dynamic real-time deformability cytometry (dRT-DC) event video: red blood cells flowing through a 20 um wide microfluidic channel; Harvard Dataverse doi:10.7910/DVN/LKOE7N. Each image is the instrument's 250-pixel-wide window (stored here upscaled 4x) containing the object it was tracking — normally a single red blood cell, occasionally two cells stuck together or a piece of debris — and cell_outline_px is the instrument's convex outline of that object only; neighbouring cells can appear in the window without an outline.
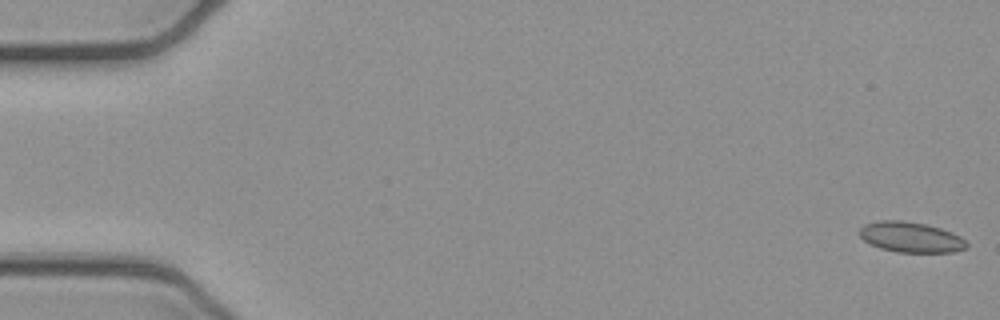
{"species": "common noctule bat (a hibernating species)", "species_latin": "Nyctalus noctula", "temperature_condition": "cold", "stored_images_in_passage": 52, "camera_frame_rate_fps": 3000, "um_per_image_px": 0.085, "animal": {"sex": "female", "body_mass_g": 21.9}, "frame": {"image": 1, "passage_image": 1, "time_ms": 0.0, "image_size_px": [1000, 320], "cell_outline_px": [[968, 248], [952, 252], [896, 252], [880, 248], [868, 244], [860, 236], [860, 228], [864, 224], [880, 220], [904, 220], [924, 224], [940, 228], [952, 232], [960, 236], [968, 244]], "centroid_in_image_um": [77.41, 20.16], "position_along_channel_um": 7.6, "area_um2": 19.07}}
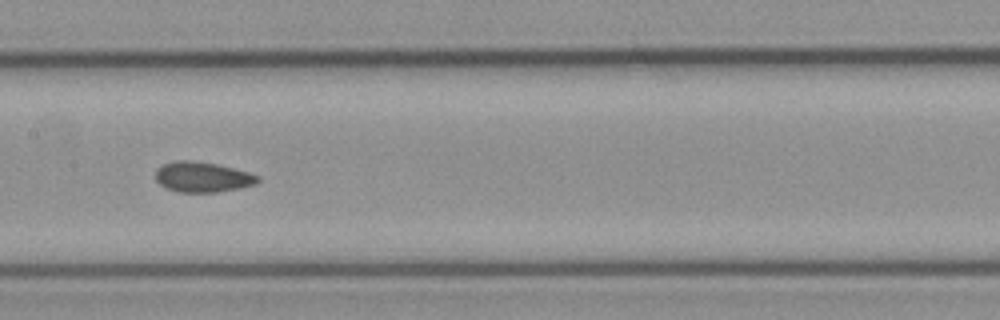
{"frame": {"image": 2, "passage_image": 26, "time_ms": 8.333, "image_size_px": [1000, 320], "cell_outline_px": [[260, 180], [256, 184], [240, 188], [216, 192], [180, 192], [164, 188], [156, 180], [156, 168], [164, 164], [176, 160], [188, 160], [216, 164], [248, 172], [260, 176]], "centroid_in_image_um": [17.2, 15.05], "position_along_channel_um": 190.2, "area_um2": 18.03}}
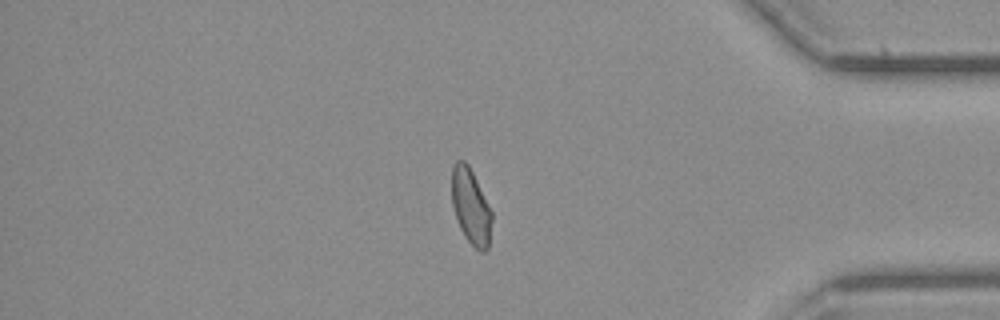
{"frame": {"image": 3, "passage_image": 44, "time_ms": 14.333, "image_size_px": [1000, 320], "cell_outline_px": [[492, 220], [488, 248], [484, 252], [480, 252], [464, 236], [460, 228], [452, 204], [452, 164], [456, 160], [464, 160], [468, 164], [492, 212]], "centroid_in_image_um": [40.01, 17.55], "position_along_channel_um": 395.2, "area_um2": 17.46}, "authors_computed_cell_mechanics": {"area_um2": 18.1492, "velocity_mm_per_s": 3.9345, "shape_relaxation_time_tau1_ms": null, "shape_relaxation_time_tau2_ms": 1.7967, "deformation_change_tau1": null, "deformation_change_tau2": 0.052}}